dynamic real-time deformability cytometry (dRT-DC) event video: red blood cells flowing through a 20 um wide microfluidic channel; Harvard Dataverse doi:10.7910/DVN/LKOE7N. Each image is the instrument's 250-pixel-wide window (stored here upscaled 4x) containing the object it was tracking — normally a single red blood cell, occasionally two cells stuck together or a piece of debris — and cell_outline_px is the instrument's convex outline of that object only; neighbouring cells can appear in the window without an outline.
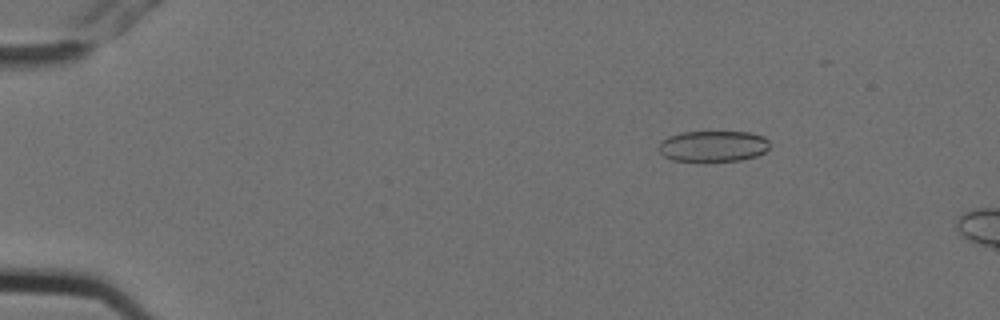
{"species": "Egyptian fruit bat (a non-hibernating species)", "species_latin": "Rousettus aegyptiacus", "temperature_condition": "cold", "stored_images_in_passage": 4, "camera_frame_rate_fps": 3000, "um_per_image_px": 0.085, "animal": {"sex": "female"}, "frame": {"image": 1, "passage_image": 3, "time_ms": 0.667, "image_size_px": [1000, 320], "cell_outline_px": [[768, 148], [764, 152], [756, 156], [740, 160], [704, 164], [672, 160], [664, 156], [660, 152], [660, 144], [668, 136], [680, 132], [748, 132], [764, 136], [768, 140]], "centroid_in_image_um": [60.6, 12.47], "position_along_channel_um": 24.4, "area_um2": 20.63}}